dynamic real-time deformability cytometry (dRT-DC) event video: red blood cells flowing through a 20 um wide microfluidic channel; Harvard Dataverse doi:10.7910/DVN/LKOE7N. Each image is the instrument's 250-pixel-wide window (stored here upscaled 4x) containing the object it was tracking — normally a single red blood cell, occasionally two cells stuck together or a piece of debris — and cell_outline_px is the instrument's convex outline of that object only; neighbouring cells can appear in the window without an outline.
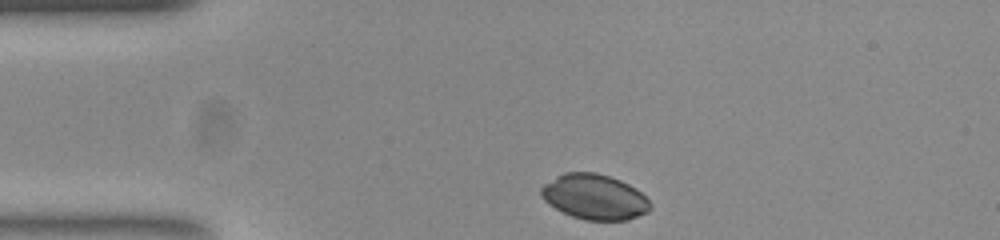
{"species": "common noctule bat (a hibernating species)", "species_latin": "Nyctalus noctula", "temperature_condition": "room temperature", "stored_images_in_passage": 34, "camera_frame_rate_fps": 3000, "um_per_image_px": 0.085, "animal": {"sex": "female", "body_mass_g": 23.0, "forearm_length_mm": 53.4}, "frame": {"image": 1, "passage_image": 1, "time_ms": 0.0, "image_size_px": [1000, 240], "cell_outline_px": [[652, 208], [648, 212], [628, 220], [584, 220], [572, 216], [548, 204], [540, 196], [540, 188], [544, 184], [556, 176], [564, 172], [596, 172], [620, 180], [636, 188], [652, 204]], "centroid_in_image_um": [50.53, 16.73], "position_along_channel_um": 34.5, "area_um2": 28.84}}
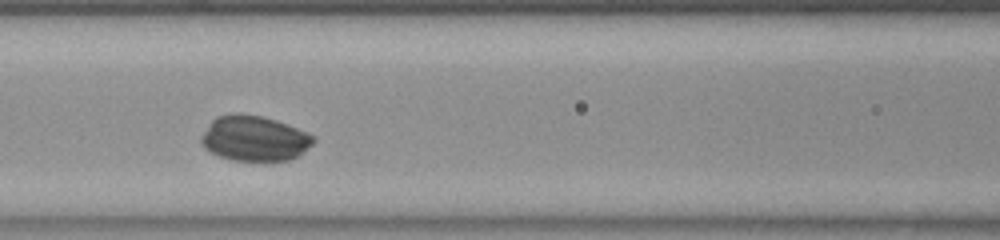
{"frame": {"image": 2, "passage_image": 13, "time_ms": 4.0, "image_size_px": [1000, 240], "cell_outline_px": [[316, 140], [312, 144], [292, 160], [232, 160], [220, 156], [204, 148], [200, 140], [200, 136], [208, 124], [216, 116], [232, 112], [240, 112], [264, 116], [288, 124], [312, 136]], "centroid_in_image_um": [21.57, 11.73], "position_along_channel_um": 145.0, "area_um2": 29.65}}
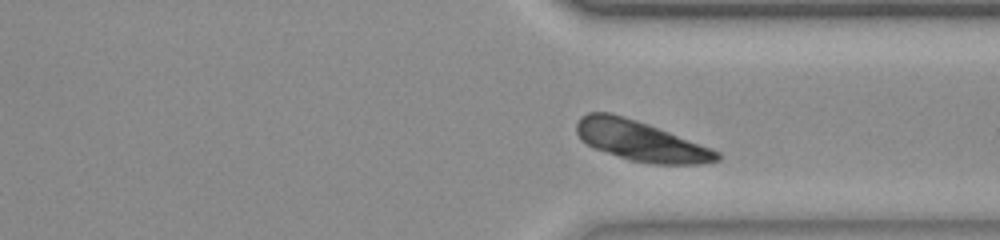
{"frame": {"image": 3, "passage_image": 30, "time_ms": 9.667, "image_size_px": [1000, 240], "cell_outline_px": [[720, 160], [700, 164], [652, 164], [632, 160], [596, 148], [580, 140], [576, 132], [576, 124], [580, 116], [588, 112], [608, 112], [624, 116], [648, 124], [712, 148], [720, 152]], "centroid_in_image_um": [54.45, 11.96], "position_along_channel_um": 356.9, "area_um2": 32.54}}